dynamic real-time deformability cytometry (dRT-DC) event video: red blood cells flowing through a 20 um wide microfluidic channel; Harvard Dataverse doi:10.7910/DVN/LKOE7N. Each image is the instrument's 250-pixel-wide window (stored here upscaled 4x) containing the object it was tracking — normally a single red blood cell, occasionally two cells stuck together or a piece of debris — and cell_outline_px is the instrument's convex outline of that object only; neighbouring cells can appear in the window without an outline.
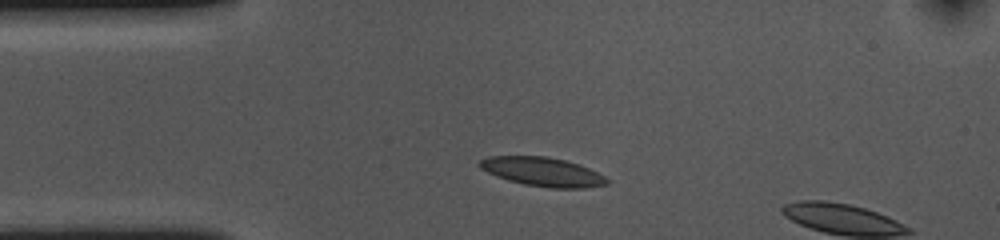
{"species": "common noctule bat (a hibernating species)", "species_latin": "Nyctalus noctula", "temperature_condition": "cold", "stored_images_in_passage": 9, "camera_frame_rate_fps": 3000, "um_per_image_px": 0.085, "animal": {"sex": "female", "body_mass_g": 10.0, "forearm_length_mm": 53.1}, "frame": {"image": 1, "passage_image": 6, "time_ms": 1.667, "image_size_px": [1000, 240], "cell_outline_px": [[612, 180], [608, 184], [584, 188], [548, 188], [524, 184], [508, 180], [496, 176], [480, 168], [476, 164], [480, 160], [488, 156], [548, 156], [580, 164]], "centroid_in_image_um": [46.12, 14.6], "position_along_channel_um": 38.9, "area_um2": 21.62}}